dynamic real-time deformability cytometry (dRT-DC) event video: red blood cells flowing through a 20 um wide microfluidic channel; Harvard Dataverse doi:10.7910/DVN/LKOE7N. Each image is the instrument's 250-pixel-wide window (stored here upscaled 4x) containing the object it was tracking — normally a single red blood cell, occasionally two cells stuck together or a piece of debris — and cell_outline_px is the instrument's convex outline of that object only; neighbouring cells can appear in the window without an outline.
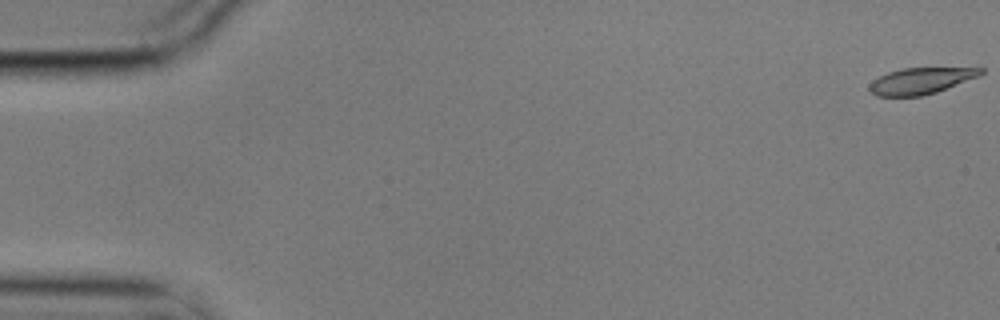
{"species": "common noctule bat (a hibernating species)", "species_latin": "Nyctalus noctula", "temperature_condition": "cold", "stored_images_in_passage": 5, "camera_frame_rate_fps": 3000, "um_per_image_px": 0.085, "animal": {"sex": "male", "body_mass_g": 17.9}, "frame": {"image": 1, "passage_image": 1, "time_ms": 0.0, "image_size_px": [1000, 320], "cell_outline_px": [[984, 72], [980, 76], [936, 92], [920, 96], [876, 96], [868, 88], [868, 84], [872, 80], [888, 72], [904, 68], [984, 68]], "centroid_in_image_um": [78.26, 6.87], "position_along_channel_um": 6.7, "area_um2": 16.99}}
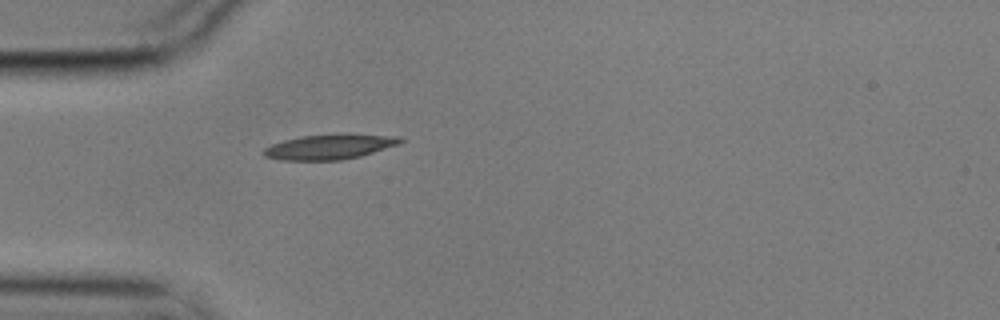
{"frame": {"image": 2, "passage_image": 5, "time_ms": 1.333, "image_size_px": [1000, 320], "cell_outline_px": [[404, 140], [400, 144], [360, 156], [340, 160], [280, 160], [264, 156], [264, 148], [272, 144], [284, 140], [300, 136], [340, 132], [348, 132], [400, 136]], "centroid_in_image_um": [28.08, 12.44], "position_along_channel_um": 56.9, "area_um2": 20.52}}